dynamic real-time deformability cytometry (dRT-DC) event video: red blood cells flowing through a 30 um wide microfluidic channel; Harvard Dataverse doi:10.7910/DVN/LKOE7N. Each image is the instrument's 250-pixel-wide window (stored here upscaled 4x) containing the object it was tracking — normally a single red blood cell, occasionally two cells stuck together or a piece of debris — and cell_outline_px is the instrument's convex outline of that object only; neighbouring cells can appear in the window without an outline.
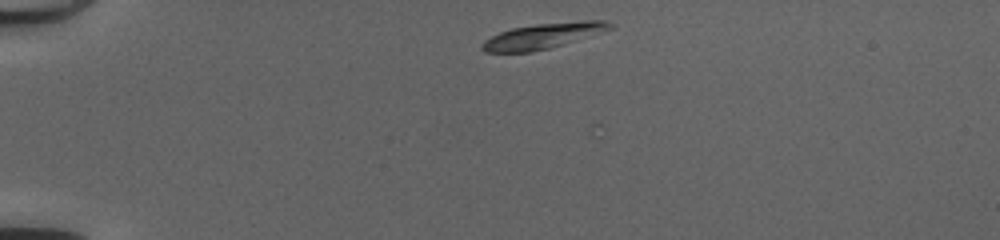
{"species": "common noctule bat (a hibernating species)", "species_latin": "Nyctalus noctula", "temperature_condition": "cold", "stored_images_in_passage": 2, "camera_frame_rate_fps": 3000, "um_per_image_px": 0.085, "animal": {"sex": "female", "body_mass_g": 20.0, "forearm_length_mm": 54.0}, "frame": {"image": 1, "passage_image": 1, "time_ms": 0.0, "image_size_px": [1000, 240], "cell_outline_px": [[616, 24], [612, 28], [604, 32], [548, 48], [532, 52], [484, 52], [480, 48], [480, 44], [484, 40], [500, 32], [512, 28], [536, 24], [580, 20], [604, 20]], "centroid_in_image_um": [46.18, 3.04], "position_along_channel_um": 38.8, "area_um2": 19.07}}